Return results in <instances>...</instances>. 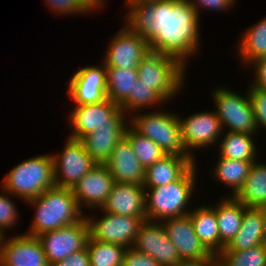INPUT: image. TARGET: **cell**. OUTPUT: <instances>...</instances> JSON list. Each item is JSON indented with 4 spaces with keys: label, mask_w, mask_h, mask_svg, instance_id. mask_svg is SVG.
<instances>
[{
    "label": "cell",
    "mask_w": 266,
    "mask_h": 266,
    "mask_svg": "<svg viewBox=\"0 0 266 266\" xmlns=\"http://www.w3.org/2000/svg\"><path fill=\"white\" fill-rule=\"evenodd\" d=\"M98 210L111 214L139 217L146 221L145 188L143 185L115 182L106 202Z\"/></svg>",
    "instance_id": "d6986e66"
},
{
    "label": "cell",
    "mask_w": 266,
    "mask_h": 266,
    "mask_svg": "<svg viewBox=\"0 0 266 266\" xmlns=\"http://www.w3.org/2000/svg\"><path fill=\"white\" fill-rule=\"evenodd\" d=\"M256 134L226 132L218 142L219 157L233 160L257 161ZM224 136V137H223Z\"/></svg>",
    "instance_id": "484cf974"
},
{
    "label": "cell",
    "mask_w": 266,
    "mask_h": 266,
    "mask_svg": "<svg viewBox=\"0 0 266 266\" xmlns=\"http://www.w3.org/2000/svg\"><path fill=\"white\" fill-rule=\"evenodd\" d=\"M157 1H160V0H126L124 1L125 2L124 4H125V7H127L129 10L133 5H136V4L153 3Z\"/></svg>",
    "instance_id": "ee69618b"
},
{
    "label": "cell",
    "mask_w": 266,
    "mask_h": 266,
    "mask_svg": "<svg viewBox=\"0 0 266 266\" xmlns=\"http://www.w3.org/2000/svg\"><path fill=\"white\" fill-rule=\"evenodd\" d=\"M0 238V262L3 266H50L38 237L25 233L11 239Z\"/></svg>",
    "instance_id": "9a60e30c"
},
{
    "label": "cell",
    "mask_w": 266,
    "mask_h": 266,
    "mask_svg": "<svg viewBox=\"0 0 266 266\" xmlns=\"http://www.w3.org/2000/svg\"><path fill=\"white\" fill-rule=\"evenodd\" d=\"M218 159L214 170L212 169L214 178L232 189L230 196H235L243 187L251 165L255 161L233 160L224 157Z\"/></svg>",
    "instance_id": "f1b7e54d"
},
{
    "label": "cell",
    "mask_w": 266,
    "mask_h": 266,
    "mask_svg": "<svg viewBox=\"0 0 266 266\" xmlns=\"http://www.w3.org/2000/svg\"><path fill=\"white\" fill-rule=\"evenodd\" d=\"M195 162L178 180L163 186L145 188V213L147 220L161 222L167 218L182 217L191 211L197 177ZM190 209V210H188Z\"/></svg>",
    "instance_id": "3957f363"
},
{
    "label": "cell",
    "mask_w": 266,
    "mask_h": 266,
    "mask_svg": "<svg viewBox=\"0 0 266 266\" xmlns=\"http://www.w3.org/2000/svg\"><path fill=\"white\" fill-rule=\"evenodd\" d=\"M248 95L252 104L255 124L257 130L264 128L266 129V92L253 88L249 85L247 89Z\"/></svg>",
    "instance_id": "8d00e7d4"
},
{
    "label": "cell",
    "mask_w": 266,
    "mask_h": 266,
    "mask_svg": "<svg viewBox=\"0 0 266 266\" xmlns=\"http://www.w3.org/2000/svg\"><path fill=\"white\" fill-rule=\"evenodd\" d=\"M104 165L110 171L114 182L144 184L145 169L125 137L116 144Z\"/></svg>",
    "instance_id": "ffe728a7"
},
{
    "label": "cell",
    "mask_w": 266,
    "mask_h": 266,
    "mask_svg": "<svg viewBox=\"0 0 266 266\" xmlns=\"http://www.w3.org/2000/svg\"><path fill=\"white\" fill-rule=\"evenodd\" d=\"M90 266H122L126 248L109 242L92 239L86 245Z\"/></svg>",
    "instance_id": "4dcf8cb0"
},
{
    "label": "cell",
    "mask_w": 266,
    "mask_h": 266,
    "mask_svg": "<svg viewBox=\"0 0 266 266\" xmlns=\"http://www.w3.org/2000/svg\"><path fill=\"white\" fill-rule=\"evenodd\" d=\"M134 115V116H133ZM133 116V117H132ZM129 116L130 126L141 136L151 139L165 154L190 156L182 143L178 115L169 111H148Z\"/></svg>",
    "instance_id": "8992f818"
},
{
    "label": "cell",
    "mask_w": 266,
    "mask_h": 266,
    "mask_svg": "<svg viewBox=\"0 0 266 266\" xmlns=\"http://www.w3.org/2000/svg\"><path fill=\"white\" fill-rule=\"evenodd\" d=\"M168 238L174 243L182 261L217 258L201 243L195 233L189 215L167 218L161 221Z\"/></svg>",
    "instance_id": "e0dca14e"
},
{
    "label": "cell",
    "mask_w": 266,
    "mask_h": 266,
    "mask_svg": "<svg viewBox=\"0 0 266 266\" xmlns=\"http://www.w3.org/2000/svg\"><path fill=\"white\" fill-rule=\"evenodd\" d=\"M214 89V111L221 122L223 132L228 129L225 132L258 133L248 92L242 96L224 86Z\"/></svg>",
    "instance_id": "ba28073f"
},
{
    "label": "cell",
    "mask_w": 266,
    "mask_h": 266,
    "mask_svg": "<svg viewBox=\"0 0 266 266\" xmlns=\"http://www.w3.org/2000/svg\"><path fill=\"white\" fill-rule=\"evenodd\" d=\"M266 243V216L262 208L247 207L241 227L221 252H236Z\"/></svg>",
    "instance_id": "44dd1931"
},
{
    "label": "cell",
    "mask_w": 266,
    "mask_h": 266,
    "mask_svg": "<svg viewBox=\"0 0 266 266\" xmlns=\"http://www.w3.org/2000/svg\"><path fill=\"white\" fill-rule=\"evenodd\" d=\"M186 69L175 57L150 51L140 61L137 71L140 82L149 85L169 103L183 89Z\"/></svg>",
    "instance_id": "5b68a950"
},
{
    "label": "cell",
    "mask_w": 266,
    "mask_h": 266,
    "mask_svg": "<svg viewBox=\"0 0 266 266\" xmlns=\"http://www.w3.org/2000/svg\"><path fill=\"white\" fill-rule=\"evenodd\" d=\"M68 96L76 105L99 103L107 98L106 66H86L73 73L68 84Z\"/></svg>",
    "instance_id": "2e32d148"
},
{
    "label": "cell",
    "mask_w": 266,
    "mask_h": 266,
    "mask_svg": "<svg viewBox=\"0 0 266 266\" xmlns=\"http://www.w3.org/2000/svg\"><path fill=\"white\" fill-rule=\"evenodd\" d=\"M47 7L58 15L88 14L94 11L83 0H45Z\"/></svg>",
    "instance_id": "d590c367"
},
{
    "label": "cell",
    "mask_w": 266,
    "mask_h": 266,
    "mask_svg": "<svg viewBox=\"0 0 266 266\" xmlns=\"http://www.w3.org/2000/svg\"><path fill=\"white\" fill-rule=\"evenodd\" d=\"M247 207L235 196L227 195L215 205V213L220 233V252L238 233Z\"/></svg>",
    "instance_id": "603a6c76"
},
{
    "label": "cell",
    "mask_w": 266,
    "mask_h": 266,
    "mask_svg": "<svg viewBox=\"0 0 266 266\" xmlns=\"http://www.w3.org/2000/svg\"><path fill=\"white\" fill-rule=\"evenodd\" d=\"M122 266H160V264L151 256L130 247L125 250Z\"/></svg>",
    "instance_id": "74e56055"
},
{
    "label": "cell",
    "mask_w": 266,
    "mask_h": 266,
    "mask_svg": "<svg viewBox=\"0 0 266 266\" xmlns=\"http://www.w3.org/2000/svg\"><path fill=\"white\" fill-rule=\"evenodd\" d=\"M55 186L72 189L90 170L98 165L80 140L67 138L63 150L51 154Z\"/></svg>",
    "instance_id": "9c48e42d"
},
{
    "label": "cell",
    "mask_w": 266,
    "mask_h": 266,
    "mask_svg": "<svg viewBox=\"0 0 266 266\" xmlns=\"http://www.w3.org/2000/svg\"><path fill=\"white\" fill-rule=\"evenodd\" d=\"M132 247L154 258L160 266H177L182 261L162 222L159 221H144Z\"/></svg>",
    "instance_id": "5bb4252c"
},
{
    "label": "cell",
    "mask_w": 266,
    "mask_h": 266,
    "mask_svg": "<svg viewBox=\"0 0 266 266\" xmlns=\"http://www.w3.org/2000/svg\"><path fill=\"white\" fill-rule=\"evenodd\" d=\"M240 35L238 43V56L240 62L249 65L260 57L266 56V17L245 29Z\"/></svg>",
    "instance_id": "83f0119b"
},
{
    "label": "cell",
    "mask_w": 266,
    "mask_h": 266,
    "mask_svg": "<svg viewBox=\"0 0 266 266\" xmlns=\"http://www.w3.org/2000/svg\"><path fill=\"white\" fill-rule=\"evenodd\" d=\"M26 202L36 210L31 226L25 232L30 236L38 237L45 232L72 225L85 216L69 188L55 186Z\"/></svg>",
    "instance_id": "7a4b0ae2"
},
{
    "label": "cell",
    "mask_w": 266,
    "mask_h": 266,
    "mask_svg": "<svg viewBox=\"0 0 266 266\" xmlns=\"http://www.w3.org/2000/svg\"><path fill=\"white\" fill-rule=\"evenodd\" d=\"M180 121L181 139L186 152L194 158V149H205L218 144L223 134L221 122L215 111H198ZM194 154V155H193Z\"/></svg>",
    "instance_id": "30bf717a"
},
{
    "label": "cell",
    "mask_w": 266,
    "mask_h": 266,
    "mask_svg": "<svg viewBox=\"0 0 266 266\" xmlns=\"http://www.w3.org/2000/svg\"><path fill=\"white\" fill-rule=\"evenodd\" d=\"M126 11L124 24L142 35L151 51L175 57L186 67L187 58L199 53L200 17L189 0L141 3Z\"/></svg>",
    "instance_id": "6da1fadb"
},
{
    "label": "cell",
    "mask_w": 266,
    "mask_h": 266,
    "mask_svg": "<svg viewBox=\"0 0 266 266\" xmlns=\"http://www.w3.org/2000/svg\"><path fill=\"white\" fill-rule=\"evenodd\" d=\"M250 66L254 69V77L251 81V86L266 92V56L256 59Z\"/></svg>",
    "instance_id": "ab89813d"
},
{
    "label": "cell",
    "mask_w": 266,
    "mask_h": 266,
    "mask_svg": "<svg viewBox=\"0 0 266 266\" xmlns=\"http://www.w3.org/2000/svg\"><path fill=\"white\" fill-rule=\"evenodd\" d=\"M1 189L26 202L55 187L51 154L31 157L15 165L1 182Z\"/></svg>",
    "instance_id": "277c9868"
},
{
    "label": "cell",
    "mask_w": 266,
    "mask_h": 266,
    "mask_svg": "<svg viewBox=\"0 0 266 266\" xmlns=\"http://www.w3.org/2000/svg\"><path fill=\"white\" fill-rule=\"evenodd\" d=\"M235 197L246 207L262 208L266 204V163L255 161L243 187Z\"/></svg>",
    "instance_id": "4316f807"
},
{
    "label": "cell",
    "mask_w": 266,
    "mask_h": 266,
    "mask_svg": "<svg viewBox=\"0 0 266 266\" xmlns=\"http://www.w3.org/2000/svg\"><path fill=\"white\" fill-rule=\"evenodd\" d=\"M162 103L167 102L149 85L140 82L138 79L133 87V93H130L129 97L120 105V108L124 110L126 115L129 113L132 116V113L143 112L144 108H151V106L161 105Z\"/></svg>",
    "instance_id": "d6a6232c"
},
{
    "label": "cell",
    "mask_w": 266,
    "mask_h": 266,
    "mask_svg": "<svg viewBox=\"0 0 266 266\" xmlns=\"http://www.w3.org/2000/svg\"><path fill=\"white\" fill-rule=\"evenodd\" d=\"M190 5L200 16L199 8H205L209 11H226L228 8L235 6L236 0H189Z\"/></svg>",
    "instance_id": "f35d334b"
},
{
    "label": "cell",
    "mask_w": 266,
    "mask_h": 266,
    "mask_svg": "<svg viewBox=\"0 0 266 266\" xmlns=\"http://www.w3.org/2000/svg\"><path fill=\"white\" fill-rule=\"evenodd\" d=\"M138 78L137 69L106 67L107 98L120 106L129 97L130 93H133V87Z\"/></svg>",
    "instance_id": "f546056e"
},
{
    "label": "cell",
    "mask_w": 266,
    "mask_h": 266,
    "mask_svg": "<svg viewBox=\"0 0 266 266\" xmlns=\"http://www.w3.org/2000/svg\"><path fill=\"white\" fill-rule=\"evenodd\" d=\"M262 210L264 211L265 216H266V204L262 207Z\"/></svg>",
    "instance_id": "f6af8a7d"
},
{
    "label": "cell",
    "mask_w": 266,
    "mask_h": 266,
    "mask_svg": "<svg viewBox=\"0 0 266 266\" xmlns=\"http://www.w3.org/2000/svg\"><path fill=\"white\" fill-rule=\"evenodd\" d=\"M52 266H90L88 250L84 248L79 252L72 253Z\"/></svg>",
    "instance_id": "60d3db41"
},
{
    "label": "cell",
    "mask_w": 266,
    "mask_h": 266,
    "mask_svg": "<svg viewBox=\"0 0 266 266\" xmlns=\"http://www.w3.org/2000/svg\"><path fill=\"white\" fill-rule=\"evenodd\" d=\"M177 266H217V258L181 261Z\"/></svg>",
    "instance_id": "b9f144b4"
},
{
    "label": "cell",
    "mask_w": 266,
    "mask_h": 266,
    "mask_svg": "<svg viewBox=\"0 0 266 266\" xmlns=\"http://www.w3.org/2000/svg\"><path fill=\"white\" fill-rule=\"evenodd\" d=\"M195 233L204 247L214 256L220 253V233L214 207L201 205L188 214Z\"/></svg>",
    "instance_id": "cb8c5ba5"
},
{
    "label": "cell",
    "mask_w": 266,
    "mask_h": 266,
    "mask_svg": "<svg viewBox=\"0 0 266 266\" xmlns=\"http://www.w3.org/2000/svg\"><path fill=\"white\" fill-rule=\"evenodd\" d=\"M126 129L95 128L93 132L83 137L87 153L97 164H104L111 155L116 144L125 136Z\"/></svg>",
    "instance_id": "d4e9b609"
},
{
    "label": "cell",
    "mask_w": 266,
    "mask_h": 266,
    "mask_svg": "<svg viewBox=\"0 0 266 266\" xmlns=\"http://www.w3.org/2000/svg\"><path fill=\"white\" fill-rule=\"evenodd\" d=\"M124 137L130 142L134 154L144 169L166 155L159 145L141 136L130 125L126 128Z\"/></svg>",
    "instance_id": "1f68e13d"
},
{
    "label": "cell",
    "mask_w": 266,
    "mask_h": 266,
    "mask_svg": "<svg viewBox=\"0 0 266 266\" xmlns=\"http://www.w3.org/2000/svg\"><path fill=\"white\" fill-rule=\"evenodd\" d=\"M191 156L166 154L145 169L144 188H154L178 180L194 163Z\"/></svg>",
    "instance_id": "7402d4cb"
},
{
    "label": "cell",
    "mask_w": 266,
    "mask_h": 266,
    "mask_svg": "<svg viewBox=\"0 0 266 266\" xmlns=\"http://www.w3.org/2000/svg\"><path fill=\"white\" fill-rule=\"evenodd\" d=\"M97 218L85 215L89 226V236L102 242L121 245L125 248L133 246L140 225L144 222L139 217H129L108 212H101Z\"/></svg>",
    "instance_id": "7c38bea8"
},
{
    "label": "cell",
    "mask_w": 266,
    "mask_h": 266,
    "mask_svg": "<svg viewBox=\"0 0 266 266\" xmlns=\"http://www.w3.org/2000/svg\"><path fill=\"white\" fill-rule=\"evenodd\" d=\"M128 116L109 98L99 103L76 105L68 117V125L73 129L68 138L81 140L95 128L126 129Z\"/></svg>",
    "instance_id": "52a82bcc"
},
{
    "label": "cell",
    "mask_w": 266,
    "mask_h": 266,
    "mask_svg": "<svg viewBox=\"0 0 266 266\" xmlns=\"http://www.w3.org/2000/svg\"><path fill=\"white\" fill-rule=\"evenodd\" d=\"M114 179L104 164L96 165L74 187L73 195L79 208H101L112 191Z\"/></svg>",
    "instance_id": "ac0fdd59"
},
{
    "label": "cell",
    "mask_w": 266,
    "mask_h": 266,
    "mask_svg": "<svg viewBox=\"0 0 266 266\" xmlns=\"http://www.w3.org/2000/svg\"><path fill=\"white\" fill-rule=\"evenodd\" d=\"M114 36L108 43L103 58L104 65L120 69H137L140 61L151 51L149 43L126 24Z\"/></svg>",
    "instance_id": "4fadbf2b"
},
{
    "label": "cell",
    "mask_w": 266,
    "mask_h": 266,
    "mask_svg": "<svg viewBox=\"0 0 266 266\" xmlns=\"http://www.w3.org/2000/svg\"><path fill=\"white\" fill-rule=\"evenodd\" d=\"M0 193V237L6 236V230L14 227L18 223V208L11 194L4 189Z\"/></svg>",
    "instance_id": "e575fe53"
},
{
    "label": "cell",
    "mask_w": 266,
    "mask_h": 266,
    "mask_svg": "<svg viewBox=\"0 0 266 266\" xmlns=\"http://www.w3.org/2000/svg\"><path fill=\"white\" fill-rule=\"evenodd\" d=\"M50 266L86 248L89 226L85 216L78 222L38 236Z\"/></svg>",
    "instance_id": "8fae6325"
},
{
    "label": "cell",
    "mask_w": 266,
    "mask_h": 266,
    "mask_svg": "<svg viewBox=\"0 0 266 266\" xmlns=\"http://www.w3.org/2000/svg\"><path fill=\"white\" fill-rule=\"evenodd\" d=\"M217 266H266V243L236 252H220Z\"/></svg>",
    "instance_id": "836d02e7"
},
{
    "label": "cell",
    "mask_w": 266,
    "mask_h": 266,
    "mask_svg": "<svg viewBox=\"0 0 266 266\" xmlns=\"http://www.w3.org/2000/svg\"><path fill=\"white\" fill-rule=\"evenodd\" d=\"M91 9L98 10L100 8H105V0H83Z\"/></svg>",
    "instance_id": "7bdbcfd3"
}]
</instances>
